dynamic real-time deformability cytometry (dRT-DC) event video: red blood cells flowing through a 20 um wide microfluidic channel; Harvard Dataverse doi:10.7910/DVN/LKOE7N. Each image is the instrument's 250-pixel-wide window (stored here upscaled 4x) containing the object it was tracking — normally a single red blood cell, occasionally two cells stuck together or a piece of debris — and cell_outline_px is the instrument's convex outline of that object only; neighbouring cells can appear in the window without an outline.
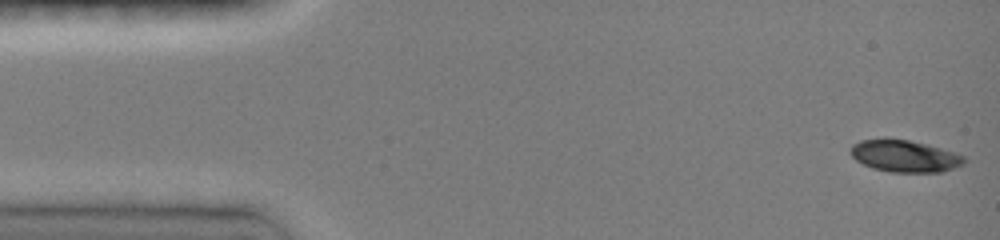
{"species": "common noctule bat (a hibernating species)", "species_latin": "Nyctalus noctula", "temperature_condition": "room temperature", "stored_images_in_passage": 21, "camera_frame_rate_fps": 3000, "um_per_image_px": 0.085, "animal": {"sex": "female", "body_mass_g": 19.0, "forearm_length_mm": 51.5}, "frame": {"image": 1, "passage_image": 1, "time_ms": 0.0, "image_size_px": [1000, 240], "cell_outline_px": [[968, 160], [964, 164], [944, 172], [892, 172], [872, 168], [856, 160], [848, 152], [852, 144], [860, 140], [884, 136], [908, 140], [928, 144], [956, 152], [964, 156]], "centroid_in_image_um": [76.89, 13.23], "position_along_channel_um": 8.1, "area_um2": 21.85}}
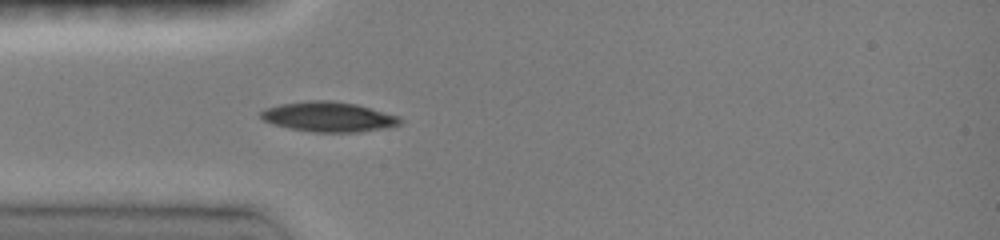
{"frame": {"image": 2, "passage_image": 12, "time_ms": 4.0, "image_size_px": [1000, 240], "cell_outline_px": [[404, 120], [400, 124], [388, 128], [360, 132], [316, 132], [288, 128], [272, 124], [264, 120], [260, 116], [260, 112], [264, 108], [280, 104], [308, 100], [332, 100], [356, 104], [400, 116]], "centroid_in_image_um": [27.95, 9.93], "position_along_channel_um": 57.0, "area_um2": 24.57}}
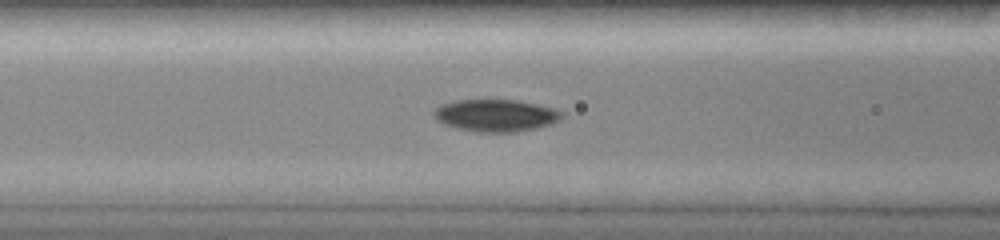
{"frame": {"image": 3, "passage_image": 17, "time_ms": 5.667, "image_size_px": [1000, 240], "cell_outline_px": [[564, 116], [560, 120], [552, 124], [536, 128], [516, 132], [480, 132], [456, 128], [444, 124], [436, 120], [432, 116], [432, 112], [440, 104], [456, 100], [516, 100], [556, 108], [564, 112]], "centroid_in_image_um": [42.15, 9.81], "position_along_channel_um": 124.4, "area_um2": 24.28}}